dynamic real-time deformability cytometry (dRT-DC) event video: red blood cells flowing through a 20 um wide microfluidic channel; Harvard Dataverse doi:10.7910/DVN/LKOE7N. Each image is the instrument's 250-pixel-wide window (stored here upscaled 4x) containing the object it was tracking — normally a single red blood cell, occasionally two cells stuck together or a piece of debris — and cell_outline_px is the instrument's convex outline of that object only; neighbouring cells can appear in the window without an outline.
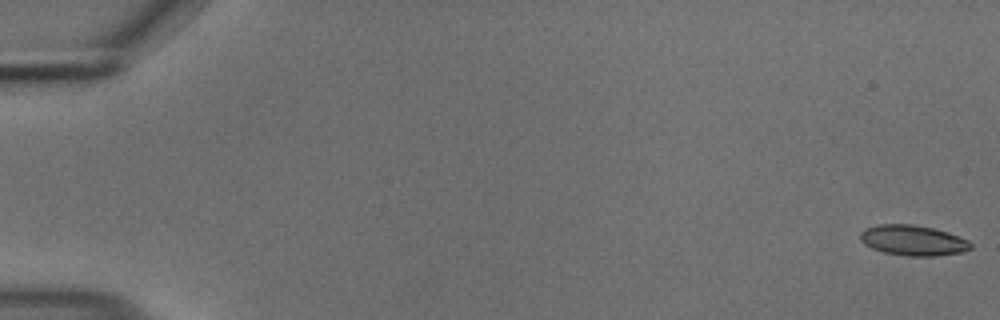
{"species": "common noctule bat (a hibernating species)", "species_latin": "Nyctalus noctula", "temperature_condition": "cold", "stored_images_in_passage": 55, "camera_frame_rate_fps": 3000, "um_per_image_px": 0.085, "animal": {"sex": "male", "body_mass_g": 18.8}, "frame": {"image": 1, "passage_image": 1, "time_ms": 0.0, "image_size_px": [1000, 320], "cell_outline_px": [[972, 248], [960, 252], [936, 256], [904, 256], [884, 252], [872, 248], [864, 244], [860, 240], [860, 232], [876, 224], [912, 224], [932, 228], [948, 232], [968, 240], [972, 244]], "centroid_in_image_um": [77.59, 20.43], "position_along_channel_um": 7.4, "area_um2": 19.54}}
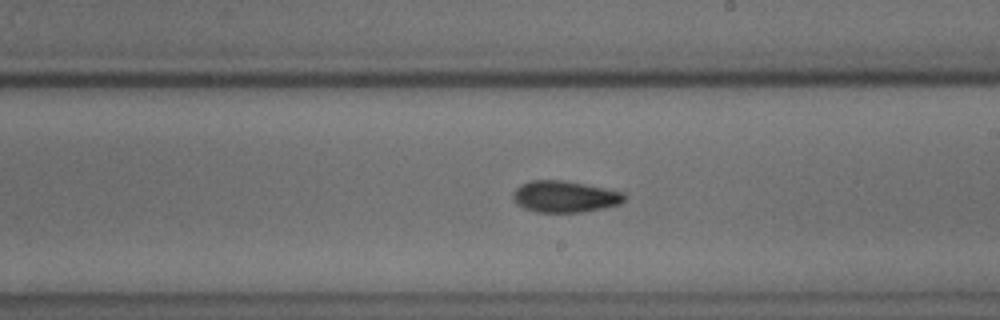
{"frame": {"image": 2, "passage_image": 33, "time_ms": 10.667, "image_size_px": [1000, 320], "cell_outline_px": [[628, 196], [620, 204], [604, 208], [580, 212], [536, 212], [524, 208], [516, 204], [512, 200], [512, 192], [520, 184], [532, 180], [564, 180], [624, 192]], "centroid_in_image_um": [47.98, 16.71], "position_along_channel_um": 241.0, "area_um2": 20.63}}
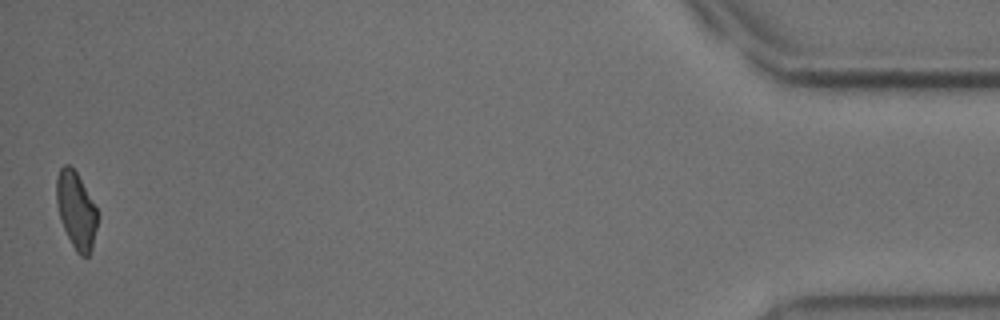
{"frame": {"image": 3, "passage_image": 55, "time_ms": 18.0, "image_size_px": [1000, 320], "cell_outline_px": [[100, 212], [92, 248], [88, 256], [80, 256], [76, 252], [60, 220], [56, 200], [56, 180], [60, 168], [64, 164], [68, 164], [76, 172]], "centroid_in_image_um": [6.49, 17.88], "position_along_channel_um": 428.7, "area_um2": 18.5}, "authors_computed_cell_mechanics": {"area_um2": 19.652, "velocity_mm_per_s": 3.7058, "shape_relaxation_time_tau1_ms": null, "shape_relaxation_time_tau2_ms": 3.3589, "deformation_change_tau1": null, "deformation_change_tau2": 0.0949}}